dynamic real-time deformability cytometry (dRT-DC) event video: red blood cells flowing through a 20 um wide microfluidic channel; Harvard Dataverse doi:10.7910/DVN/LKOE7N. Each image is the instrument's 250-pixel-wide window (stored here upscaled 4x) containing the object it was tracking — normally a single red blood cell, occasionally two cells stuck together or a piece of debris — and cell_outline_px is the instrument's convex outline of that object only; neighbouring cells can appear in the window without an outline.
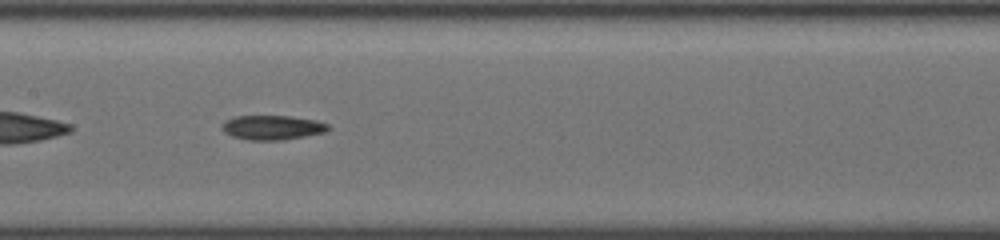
{"species": "common noctule bat (a hibernating species)", "species_latin": "Nyctalus noctula", "temperature_condition": "cold", "stored_images_in_passage": 36, "camera_frame_rate_fps": 3000, "um_per_image_px": 0.085, "animal": {"sex": "female", "body_mass_g": 19.5, "forearm_length_mm": 54.1}, "frame": {"image": 1, "passage_image": 16, "time_ms": 5.0, "image_size_px": [1000, 240], "cell_outline_px": [[328, 128], [324, 132], [304, 136], [280, 140], [248, 140], [232, 136], [224, 132], [220, 128], [224, 120], [236, 116], [288, 116], [312, 120], [328, 124]], "centroid_in_image_um": [23.05, 10.84], "position_along_channel_um": 184.3, "area_um2": 14.91}}
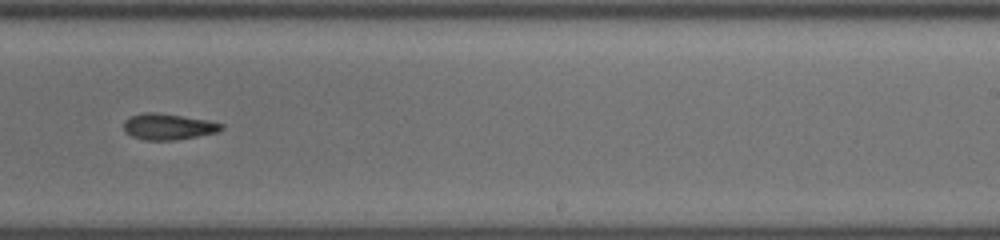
{"frame": {"image": 2, "passage_image": 21, "time_ms": 6.667, "image_size_px": [1000, 240], "cell_outline_px": [[224, 128], [216, 132], [196, 136], [172, 140], [144, 140], [132, 136], [124, 132], [124, 120], [132, 116], [144, 112], [156, 112], [208, 120], [224, 124]], "centroid_in_image_um": [14.28, 10.76], "position_along_channel_um": 274.7, "area_um2": 14.74}}